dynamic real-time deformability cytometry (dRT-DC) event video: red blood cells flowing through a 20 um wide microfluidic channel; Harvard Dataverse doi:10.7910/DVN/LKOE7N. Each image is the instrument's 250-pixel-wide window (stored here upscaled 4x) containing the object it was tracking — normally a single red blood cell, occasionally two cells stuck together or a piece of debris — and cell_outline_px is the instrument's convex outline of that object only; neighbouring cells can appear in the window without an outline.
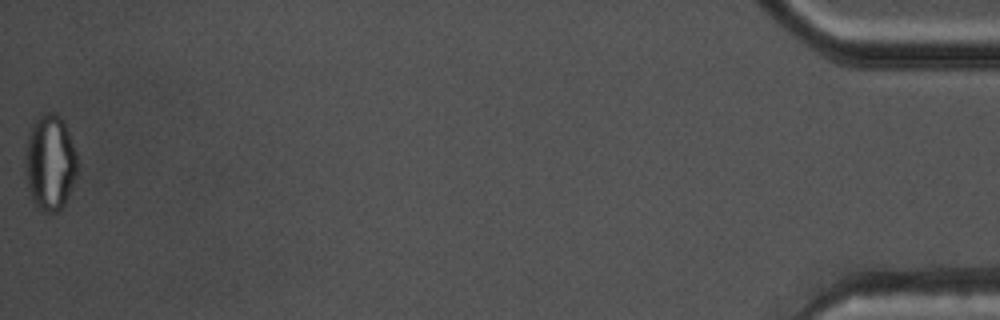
{"species": "common noctule bat (a hibernating species)", "species_latin": "Nyctalus noctula", "temperature_condition": "warm", "stored_images_in_passage": 49, "camera_frame_rate_fps": 3000, "um_per_image_px": 0.085, "animal": {"sex": "male", "body_mass_g": 17.5, "forearm_length_mm": 52.3}, "frame": {"image": 1, "passage_image": 49, "time_ms": 16.0, "image_size_px": [1000, 320], "cell_outline_px": [[76, 176], [64, 204], [56, 212], [40, 212], [32, 204], [28, 188], [24, 160], [24, 148], [28, 132], [32, 124], [40, 112], [56, 112], [60, 116], [68, 132], [76, 152]], "centroid_in_image_um": [4.19, 13.8], "position_along_channel_um": 431.0, "area_um2": 29.54}, "authors_computed_cell_mechanics": {"area_um2": 22.3108, "velocity_mm_per_s": 3.7927, "shape_relaxation_time_tau1_ms": null, "shape_relaxation_time_tau2_ms": 2.3937, "deformation_change_tau1": null, "deformation_change_tau2": 0.0757}}